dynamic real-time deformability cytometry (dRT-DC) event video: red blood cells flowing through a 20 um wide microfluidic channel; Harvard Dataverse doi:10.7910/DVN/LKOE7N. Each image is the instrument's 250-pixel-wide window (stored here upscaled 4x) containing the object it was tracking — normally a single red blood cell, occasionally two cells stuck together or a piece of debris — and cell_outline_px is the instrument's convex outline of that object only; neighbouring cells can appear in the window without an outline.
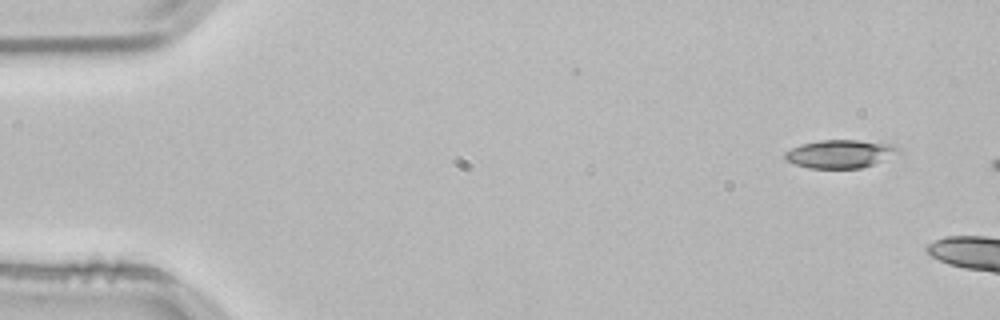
{"species": "common noctule bat (a hibernating species)", "species_latin": "Nyctalus noctula", "temperature_condition": "room temperature", "stored_images_in_passage": 10, "camera_frame_rate_fps": 3000, "um_per_image_px": 0.085, "animal": {"sex": "male", "body_mass_g": 21.5, "forearm_length_mm": 52.0}, "frame": {"image": 1, "passage_image": 4, "time_ms": 1.0, "image_size_px": [1000, 320], "cell_outline_px": [[904, 152], [872, 164], [860, 168], [808, 168], [796, 164], [788, 160], [784, 156], [784, 152], [800, 144], [824, 140], [856, 140], [896, 144]], "centroid_in_image_um": [71.48, 13.07], "position_along_channel_um": 13.5, "area_um2": 18.67}}